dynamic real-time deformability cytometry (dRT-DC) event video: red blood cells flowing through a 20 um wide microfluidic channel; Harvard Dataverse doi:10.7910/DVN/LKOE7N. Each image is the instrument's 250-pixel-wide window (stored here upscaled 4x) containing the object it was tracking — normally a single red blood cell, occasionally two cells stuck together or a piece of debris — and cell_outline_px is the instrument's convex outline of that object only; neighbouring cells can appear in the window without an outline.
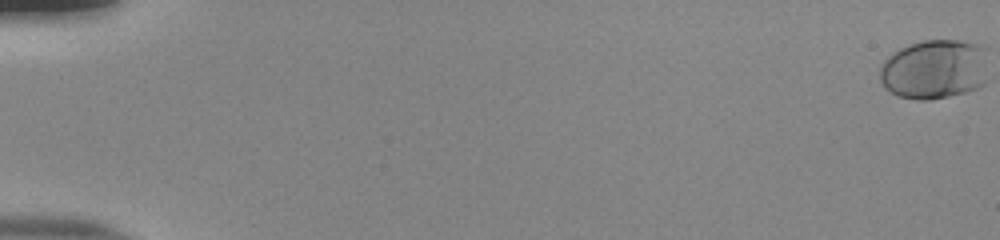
{"species": "human", "species_latin": "Homo sapiens", "temperature_condition": "room temperature", "stored_images_in_passage": 57, "camera_frame_rate_fps": 3000, "um_per_image_px": 0.085, "donor": {"sex": "male"}, "frame": {"image": 1, "passage_image": 1, "time_ms": 0.0, "image_size_px": [1000, 240], "cell_outline_px": [[984, 84], [976, 88], [964, 92], [932, 100], [916, 100], [896, 96], [884, 88], [880, 80], [880, 72], [884, 64], [896, 52], [912, 44], [924, 40], [956, 40], [968, 44], [976, 48]], "centroid_in_image_um": [79.25, 5.97], "position_along_channel_um": 5.7, "area_um2": 35.55}}
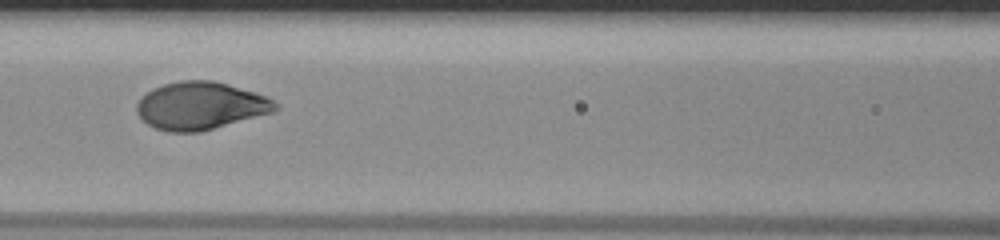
{"frame": {"image": 2, "passage_image": 28, "time_ms": 9.0, "image_size_px": [1000, 240], "cell_outline_px": [[280, 108], [272, 112], [200, 132], [168, 132], [156, 128], [148, 124], [136, 112], [136, 104], [152, 88], [164, 84], [180, 80], [212, 80], [228, 84], [264, 96], [272, 100]], "centroid_in_image_um": [17.01, 8.99], "position_along_channel_um": 149.6, "area_um2": 38.03}}
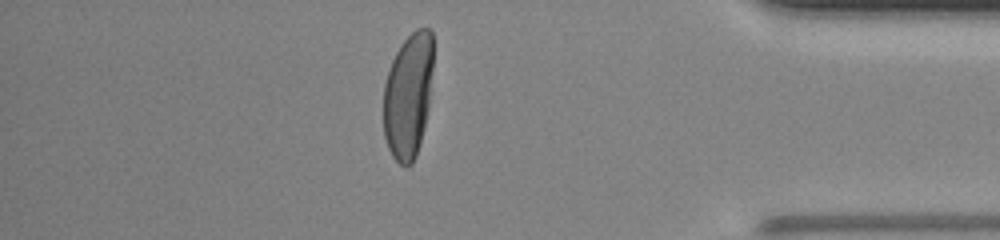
{"frame": {"image": 3, "passage_image": 50, "time_ms": 16.333, "image_size_px": [1000, 240], "cell_outline_px": [[432, 68], [428, 108], [416, 156], [412, 164], [408, 168], [404, 168], [392, 156], [388, 148], [384, 136], [384, 84], [392, 60], [400, 44], [416, 28], [428, 28], [432, 32]], "centroid_in_image_um": [34.68, 8.14], "position_along_channel_um": 400.5, "area_um2": 36.18}}